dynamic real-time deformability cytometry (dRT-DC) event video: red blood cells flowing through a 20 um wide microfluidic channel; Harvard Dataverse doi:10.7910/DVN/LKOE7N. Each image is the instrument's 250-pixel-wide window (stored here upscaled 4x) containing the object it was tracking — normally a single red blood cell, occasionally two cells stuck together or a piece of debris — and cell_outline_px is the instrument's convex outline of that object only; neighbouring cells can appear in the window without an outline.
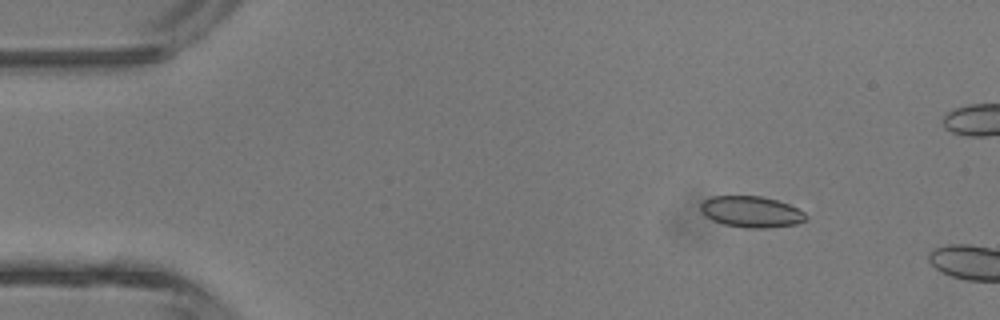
{"species": "common noctule bat (a hibernating species)", "species_latin": "Nyctalus noctula", "temperature_condition": "room temperature", "stored_images_in_passage": 3, "camera_frame_rate_fps": 3000, "um_per_image_px": 0.085, "animal": {"sex": "male", "body_mass_g": 13.3}, "frame": {"image": 1, "passage_image": 2, "time_ms": 1.0, "image_size_px": [1000, 320], "cell_outline_px": [[808, 216], [804, 220], [796, 224], [768, 228], [744, 228], [724, 224], [712, 220], [704, 216], [700, 208], [700, 204], [704, 200], [712, 196], [760, 196], [776, 200], [788, 204], [804, 212]], "centroid_in_image_um": [63.83, 18.01], "position_along_channel_um": 21.2, "area_um2": 19.13}}